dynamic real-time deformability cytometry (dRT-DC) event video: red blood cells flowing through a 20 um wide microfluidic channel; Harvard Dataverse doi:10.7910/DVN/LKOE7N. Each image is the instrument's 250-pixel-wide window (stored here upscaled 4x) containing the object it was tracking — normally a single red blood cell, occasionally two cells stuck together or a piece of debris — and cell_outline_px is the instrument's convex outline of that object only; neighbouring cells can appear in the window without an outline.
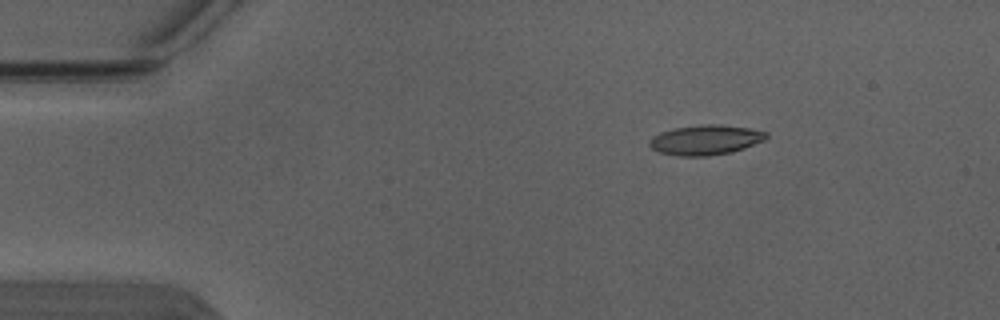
{"species": "Egyptian fruit bat (a non-hibernating species)", "species_latin": "Rousettus aegyptiacus", "temperature_condition": "warm", "stored_images_in_passage": 3, "camera_frame_rate_fps": 3000, "um_per_image_px": 0.085, "animal": {"sex": "male"}, "frame": {"image": 1, "passage_image": 1, "time_ms": 0.0, "image_size_px": [1000, 320], "cell_outline_px": [[768, 136], [764, 140], [744, 148], [732, 152], [708, 156], [676, 156], [660, 152], [652, 148], [648, 144], [648, 140], [652, 136], [660, 132], [672, 128], [704, 124], [720, 124], [748, 128], [768, 132]], "centroid_in_image_um": [59.94, 11.89], "position_along_channel_um": 25.1, "area_um2": 20.52}}
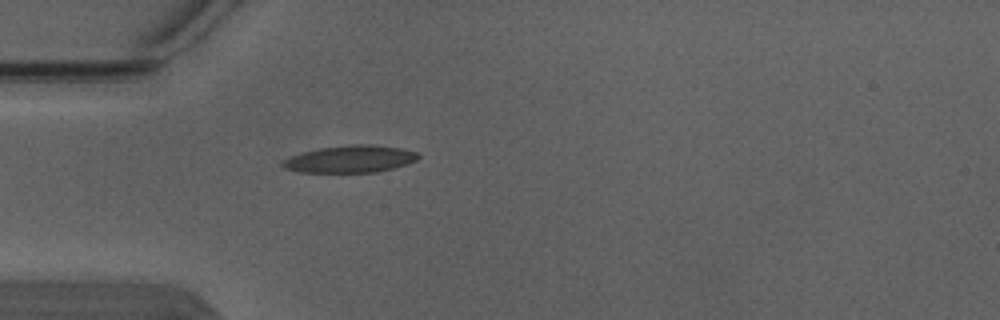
{"frame": {"image": 2, "passage_image": 3, "time_ms": 0.667, "image_size_px": [1000, 320], "cell_outline_px": [[420, 156], [416, 160], [392, 168], [376, 172], [300, 172], [284, 168], [280, 164], [284, 160], [292, 156], [304, 152], [320, 148], [352, 144], [368, 144], [400, 148], [416, 152]], "centroid_in_image_um": [29.75, 13.52], "position_along_channel_um": 55.2, "area_um2": 21.1}}